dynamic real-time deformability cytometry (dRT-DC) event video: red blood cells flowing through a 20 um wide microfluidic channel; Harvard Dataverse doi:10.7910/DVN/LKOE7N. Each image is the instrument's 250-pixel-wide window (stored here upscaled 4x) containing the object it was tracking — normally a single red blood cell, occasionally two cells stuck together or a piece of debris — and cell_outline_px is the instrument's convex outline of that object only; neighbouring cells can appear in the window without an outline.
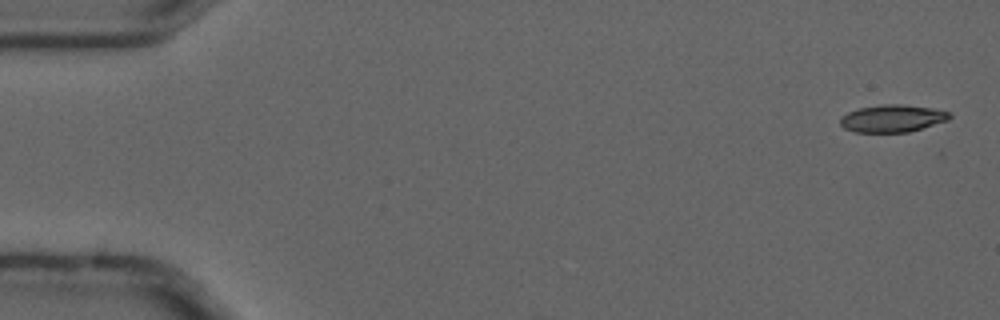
{"species": "common noctule bat (a hibernating species)", "species_latin": "Nyctalus noctula", "temperature_condition": "cold", "stored_images_in_passage": 4, "camera_frame_rate_fps": 3000, "um_per_image_px": 0.085, "animal": {"sex": "male", "forearm_length_mm": 52.5}, "frame": {"image": 1, "passage_image": 1, "time_ms": 0.0, "image_size_px": [1000, 320], "cell_outline_px": [[952, 116], [948, 120], [908, 132], [856, 132], [844, 128], [840, 124], [840, 116], [848, 112], [860, 108], [884, 104], [900, 104], [932, 108], [948, 112]], "centroid_in_image_um": [75.83, 10.06], "position_along_channel_um": 9.2, "area_um2": 17.28}}